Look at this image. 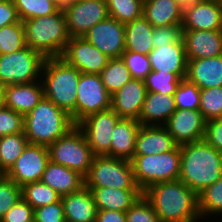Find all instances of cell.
<instances>
[{"label": "cell", "instance_id": "cell-1", "mask_svg": "<svg viewBox=\"0 0 222 222\" xmlns=\"http://www.w3.org/2000/svg\"><path fill=\"white\" fill-rule=\"evenodd\" d=\"M143 196L151 203L161 222H198V195L179 179L147 187Z\"/></svg>", "mask_w": 222, "mask_h": 222}, {"label": "cell", "instance_id": "cell-2", "mask_svg": "<svg viewBox=\"0 0 222 222\" xmlns=\"http://www.w3.org/2000/svg\"><path fill=\"white\" fill-rule=\"evenodd\" d=\"M179 180L197 195L222 177V153L204 139L180 146Z\"/></svg>", "mask_w": 222, "mask_h": 222}, {"label": "cell", "instance_id": "cell-3", "mask_svg": "<svg viewBox=\"0 0 222 222\" xmlns=\"http://www.w3.org/2000/svg\"><path fill=\"white\" fill-rule=\"evenodd\" d=\"M75 126L70 115L43 97L24 116L23 132L30 144L49 146Z\"/></svg>", "mask_w": 222, "mask_h": 222}, {"label": "cell", "instance_id": "cell-4", "mask_svg": "<svg viewBox=\"0 0 222 222\" xmlns=\"http://www.w3.org/2000/svg\"><path fill=\"white\" fill-rule=\"evenodd\" d=\"M26 46L45 58L61 57L71 36L62 9L47 15L22 21Z\"/></svg>", "mask_w": 222, "mask_h": 222}, {"label": "cell", "instance_id": "cell-5", "mask_svg": "<svg viewBox=\"0 0 222 222\" xmlns=\"http://www.w3.org/2000/svg\"><path fill=\"white\" fill-rule=\"evenodd\" d=\"M80 76L81 72L62 57L46 58L41 77L44 97L70 115L76 107Z\"/></svg>", "mask_w": 222, "mask_h": 222}, {"label": "cell", "instance_id": "cell-6", "mask_svg": "<svg viewBox=\"0 0 222 222\" xmlns=\"http://www.w3.org/2000/svg\"><path fill=\"white\" fill-rule=\"evenodd\" d=\"M131 163L135 182L142 191L155 183L178 180L181 169L180 146L166 153L133 155Z\"/></svg>", "mask_w": 222, "mask_h": 222}, {"label": "cell", "instance_id": "cell-7", "mask_svg": "<svg viewBox=\"0 0 222 222\" xmlns=\"http://www.w3.org/2000/svg\"><path fill=\"white\" fill-rule=\"evenodd\" d=\"M85 178V187L141 190L134 179L132 163L129 160L104 156H94Z\"/></svg>", "mask_w": 222, "mask_h": 222}, {"label": "cell", "instance_id": "cell-8", "mask_svg": "<svg viewBox=\"0 0 222 222\" xmlns=\"http://www.w3.org/2000/svg\"><path fill=\"white\" fill-rule=\"evenodd\" d=\"M48 151L51 162L75 170L84 177L94 158L83 131L77 125L50 144Z\"/></svg>", "mask_w": 222, "mask_h": 222}, {"label": "cell", "instance_id": "cell-9", "mask_svg": "<svg viewBox=\"0 0 222 222\" xmlns=\"http://www.w3.org/2000/svg\"><path fill=\"white\" fill-rule=\"evenodd\" d=\"M45 60L42 54L28 46L10 54H0V84H27L41 79Z\"/></svg>", "mask_w": 222, "mask_h": 222}, {"label": "cell", "instance_id": "cell-10", "mask_svg": "<svg viewBox=\"0 0 222 222\" xmlns=\"http://www.w3.org/2000/svg\"><path fill=\"white\" fill-rule=\"evenodd\" d=\"M76 92V107L70 114L75 125L89 115L111 108V95L100 74L81 73Z\"/></svg>", "mask_w": 222, "mask_h": 222}, {"label": "cell", "instance_id": "cell-11", "mask_svg": "<svg viewBox=\"0 0 222 222\" xmlns=\"http://www.w3.org/2000/svg\"><path fill=\"white\" fill-rule=\"evenodd\" d=\"M62 10L71 37H83L109 16L105 0H69Z\"/></svg>", "mask_w": 222, "mask_h": 222}, {"label": "cell", "instance_id": "cell-12", "mask_svg": "<svg viewBox=\"0 0 222 222\" xmlns=\"http://www.w3.org/2000/svg\"><path fill=\"white\" fill-rule=\"evenodd\" d=\"M120 119L121 117L109 108L89 115L77 124L94 156H110L112 132Z\"/></svg>", "mask_w": 222, "mask_h": 222}, {"label": "cell", "instance_id": "cell-13", "mask_svg": "<svg viewBox=\"0 0 222 222\" xmlns=\"http://www.w3.org/2000/svg\"><path fill=\"white\" fill-rule=\"evenodd\" d=\"M49 161L47 146L28 143L5 176L23 187L40 181Z\"/></svg>", "mask_w": 222, "mask_h": 222}, {"label": "cell", "instance_id": "cell-14", "mask_svg": "<svg viewBox=\"0 0 222 222\" xmlns=\"http://www.w3.org/2000/svg\"><path fill=\"white\" fill-rule=\"evenodd\" d=\"M110 59L121 58L125 51L124 24L108 16L83 36Z\"/></svg>", "mask_w": 222, "mask_h": 222}, {"label": "cell", "instance_id": "cell-15", "mask_svg": "<svg viewBox=\"0 0 222 222\" xmlns=\"http://www.w3.org/2000/svg\"><path fill=\"white\" fill-rule=\"evenodd\" d=\"M61 57L81 73L100 74L109 57L84 37H71Z\"/></svg>", "mask_w": 222, "mask_h": 222}, {"label": "cell", "instance_id": "cell-16", "mask_svg": "<svg viewBox=\"0 0 222 222\" xmlns=\"http://www.w3.org/2000/svg\"><path fill=\"white\" fill-rule=\"evenodd\" d=\"M163 126L181 146L203 140L206 120L199 110L177 109Z\"/></svg>", "mask_w": 222, "mask_h": 222}, {"label": "cell", "instance_id": "cell-17", "mask_svg": "<svg viewBox=\"0 0 222 222\" xmlns=\"http://www.w3.org/2000/svg\"><path fill=\"white\" fill-rule=\"evenodd\" d=\"M183 30H222V7L214 0H199L183 10Z\"/></svg>", "mask_w": 222, "mask_h": 222}, {"label": "cell", "instance_id": "cell-18", "mask_svg": "<svg viewBox=\"0 0 222 222\" xmlns=\"http://www.w3.org/2000/svg\"><path fill=\"white\" fill-rule=\"evenodd\" d=\"M187 60L222 55V30H183Z\"/></svg>", "mask_w": 222, "mask_h": 222}, {"label": "cell", "instance_id": "cell-19", "mask_svg": "<svg viewBox=\"0 0 222 222\" xmlns=\"http://www.w3.org/2000/svg\"><path fill=\"white\" fill-rule=\"evenodd\" d=\"M146 94L144 80L131 79L111 96V108L121 118L138 121Z\"/></svg>", "mask_w": 222, "mask_h": 222}, {"label": "cell", "instance_id": "cell-20", "mask_svg": "<svg viewBox=\"0 0 222 222\" xmlns=\"http://www.w3.org/2000/svg\"><path fill=\"white\" fill-rule=\"evenodd\" d=\"M151 70L174 73L178 78H185L187 57L184 43L166 44L155 47L148 54Z\"/></svg>", "mask_w": 222, "mask_h": 222}, {"label": "cell", "instance_id": "cell-21", "mask_svg": "<svg viewBox=\"0 0 222 222\" xmlns=\"http://www.w3.org/2000/svg\"><path fill=\"white\" fill-rule=\"evenodd\" d=\"M44 97L41 79L27 84L4 86L5 107L25 116Z\"/></svg>", "mask_w": 222, "mask_h": 222}, {"label": "cell", "instance_id": "cell-22", "mask_svg": "<svg viewBox=\"0 0 222 222\" xmlns=\"http://www.w3.org/2000/svg\"><path fill=\"white\" fill-rule=\"evenodd\" d=\"M177 144L162 125H141L135 143L134 155H154L173 150Z\"/></svg>", "mask_w": 222, "mask_h": 222}, {"label": "cell", "instance_id": "cell-23", "mask_svg": "<svg viewBox=\"0 0 222 222\" xmlns=\"http://www.w3.org/2000/svg\"><path fill=\"white\" fill-rule=\"evenodd\" d=\"M201 89L222 86V55L187 61L185 77Z\"/></svg>", "mask_w": 222, "mask_h": 222}, {"label": "cell", "instance_id": "cell-24", "mask_svg": "<svg viewBox=\"0 0 222 222\" xmlns=\"http://www.w3.org/2000/svg\"><path fill=\"white\" fill-rule=\"evenodd\" d=\"M40 181L54 189L61 197L77 192L85 186V178L79 172L51 161L48 162Z\"/></svg>", "mask_w": 222, "mask_h": 222}, {"label": "cell", "instance_id": "cell-25", "mask_svg": "<svg viewBox=\"0 0 222 222\" xmlns=\"http://www.w3.org/2000/svg\"><path fill=\"white\" fill-rule=\"evenodd\" d=\"M66 222H96L97 207L91 191L85 186L61 197Z\"/></svg>", "mask_w": 222, "mask_h": 222}, {"label": "cell", "instance_id": "cell-26", "mask_svg": "<svg viewBox=\"0 0 222 222\" xmlns=\"http://www.w3.org/2000/svg\"><path fill=\"white\" fill-rule=\"evenodd\" d=\"M177 110L174 95L147 92L139 117L141 125H164Z\"/></svg>", "mask_w": 222, "mask_h": 222}, {"label": "cell", "instance_id": "cell-27", "mask_svg": "<svg viewBox=\"0 0 222 222\" xmlns=\"http://www.w3.org/2000/svg\"><path fill=\"white\" fill-rule=\"evenodd\" d=\"M141 124L135 119L121 118L111 136L110 157L131 161L135 152L136 135Z\"/></svg>", "mask_w": 222, "mask_h": 222}, {"label": "cell", "instance_id": "cell-28", "mask_svg": "<svg viewBox=\"0 0 222 222\" xmlns=\"http://www.w3.org/2000/svg\"><path fill=\"white\" fill-rule=\"evenodd\" d=\"M143 17L154 28L182 25L183 9L173 0H144Z\"/></svg>", "mask_w": 222, "mask_h": 222}, {"label": "cell", "instance_id": "cell-29", "mask_svg": "<svg viewBox=\"0 0 222 222\" xmlns=\"http://www.w3.org/2000/svg\"><path fill=\"white\" fill-rule=\"evenodd\" d=\"M98 210L126 212L143 195L142 190H122L115 188H92Z\"/></svg>", "mask_w": 222, "mask_h": 222}, {"label": "cell", "instance_id": "cell-30", "mask_svg": "<svg viewBox=\"0 0 222 222\" xmlns=\"http://www.w3.org/2000/svg\"><path fill=\"white\" fill-rule=\"evenodd\" d=\"M124 27L125 51L148 55L153 50L154 27L143 16L124 24Z\"/></svg>", "mask_w": 222, "mask_h": 222}, {"label": "cell", "instance_id": "cell-31", "mask_svg": "<svg viewBox=\"0 0 222 222\" xmlns=\"http://www.w3.org/2000/svg\"><path fill=\"white\" fill-rule=\"evenodd\" d=\"M24 132L0 137V174L5 175L28 144Z\"/></svg>", "mask_w": 222, "mask_h": 222}, {"label": "cell", "instance_id": "cell-32", "mask_svg": "<svg viewBox=\"0 0 222 222\" xmlns=\"http://www.w3.org/2000/svg\"><path fill=\"white\" fill-rule=\"evenodd\" d=\"M100 76L105 89L111 96L132 79L122 58L109 59Z\"/></svg>", "mask_w": 222, "mask_h": 222}, {"label": "cell", "instance_id": "cell-33", "mask_svg": "<svg viewBox=\"0 0 222 222\" xmlns=\"http://www.w3.org/2000/svg\"><path fill=\"white\" fill-rule=\"evenodd\" d=\"M22 198L35 210L61 200V196L41 181L27 183L22 187Z\"/></svg>", "mask_w": 222, "mask_h": 222}, {"label": "cell", "instance_id": "cell-34", "mask_svg": "<svg viewBox=\"0 0 222 222\" xmlns=\"http://www.w3.org/2000/svg\"><path fill=\"white\" fill-rule=\"evenodd\" d=\"M108 14L126 24L143 16L144 0H105Z\"/></svg>", "mask_w": 222, "mask_h": 222}, {"label": "cell", "instance_id": "cell-35", "mask_svg": "<svg viewBox=\"0 0 222 222\" xmlns=\"http://www.w3.org/2000/svg\"><path fill=\"white\" fill-rule=\"evenodd\" d=\"M198 207L201 218L222 213V177L198 194Z\"/></svg>", "mask_w": 222, "mask_h": 222}, {"label": "cell", "instance_id": "cell-36", "mask_svg": "<svg viewBox=\"0 0 222 222\" xmlns=\"http://www.w3.org/2000/svg\"><path fill=\"white\" fill-rule=\"evenodd\" d=\"M26 47L23 22L0 28V54H10Z\"/></svg>", "mask_w": 222, "mask_h": 222}, {"label": "cell", "instance_id": "cell-37", "mask_svg": "<svg viewBox=\"0 0 222 222\" xmlns=\"http://www.w3.org/2000/svg\"><path fill=\"white\" fill-rule=\"evenodd\" d=\"M184 78H178L174 73L152 70L144 79L147 92L174 95L180 81Z\"/></svg>", "mask_w": 222, "mask_h": 222}, {"label": "cell", "instance_id": "cell-38", "mask_svg": "<svg viewBox=\"0 0 222 222\" xmlns=\"http://www.w3.org/2000/svg\"><path fill=\"white\" fill-rule=\"evenodd\" d=\"M21 21L53 15L59 9L48 0H12Z\"/></svg>", "mask_w": 222, "mask_h": 222}, {"label": "cell", "instance_id": "cell-39", "mask_svg": "<svg viewBox=\"0 0 222 222\" xmlns=\"http://www.w3.org/2000/svg\"><path fill=\"white\" fill-rule=\"evenodd\" d=\"M199 111L206 121L222 118V86L200 90Z\"/></svg>", "mask_w": 222, "mask_h": 222}, {"label": "cell", "instance_id": "cell-40", "mask_svg": "<svg viewBox=\"0 0 222 222\" xmlns=\"http://www.w3.org/2000/svg\"><path fill=\"white\" fill-rule=\"evenodd\" d=\"M174 99L177 109L199 110L200 89L184 78L174 93Z\"/></svg>", "mask_w": 222, "mask_h": 222}, {"label": "cell", "instance_id": "cell-41", "mask_svg": "<svg viewBox=\"0 0 222 222\" xmlns=\"http://www.w3.org/2000/svg\"><path fill=\"white\" fill-rule=\"evenodd\" d=\"M22 198V187L0 175V220Z\"/></svg>", "mask_w": 222, "mask_h": 222}, {"label": "cell", "instance_id": "cell-42", "mask_svg": "<svg viewBox=\"0 0 222 222\" xmlns=\"http://www.w3.org/2000/svg\"><path fill=\"white\" fill-rule=\"evenodd\" d=\"M121 58L130 71L132 79L144 80L152 71L148 55L124 51Z\"/></svg>", "mask_w": 222, "mask_h": 222}, {"label": "cell", "instance_id": "cell-43", "mask_svg": "<svg viewBox=\"0 0 222 222\" xmlns=\"http://www.w3.org/2000/svg\"><path fill=\"white\" fill-rule=\"evenodd\" d=\"M125 213L126 222H161L153 206L143 195Z\"/></svg>", "mask_w": 222, "mask_h": 222}, {"label": "cell", "instance_id": "cell-44", "mask_svg": "<svg viewBox=\"0 0 222 222\" xmlns=\"http://www.w3.org/2000/svg\"><path fill=\"white\" fill-rule=\"evenodd\" d=\"M24 116L10 108L0 111V137L23 132Z\"/></svg>", "mask_w": 222, "mask_h": 222}, {"label": "cell", "instance_id": "cell-45", "mask_svg": "<svg viewBox=\"0 0 222 222\" xmlns=\"http://www.w3.org/2000/svg\"><path fill=\"white\" fill-rule=\"evenodd\" d=\"M152 39L154 48L161 47L166 44L183 43L182 25L154 28Z\"/></svg>", "mask_w": 222, "mask_h": 222}, {"label": "cell", "instance_id": "cell-46", "mask_svg": "<svg viewBox=\"0 0 222 222\" xmlns=\"http://www.w3.org/2000/svg\"><path fill=\"white\" fill-rule=\"evenodd\" d=\"M35 222H66L61 200L34 210Z\"/></svg>", "mask_w": 222, "mask_h": 222}, {"label": "cell", "instance_id": "cell-47", "mask_svg": "<svg viewBox=\"0 0 222 222\" xmlns=\"http://www.w3.org/2000/svg\"><path fill=\"white\" fill-rule=\"evenodd\" d=\"M34 209L21 198L0 220V222H32Z\"/></svg>", "mask_w": 222, "mask_h": 222}, {"label": "cell", "instance_id": "cell-48", "mask_svg": "<svg viewBox=\"0 0 222 222\" xmlns=\"http://www.w3.org/2000/svg\"><path fill=\"white\" fill-rule=\"evenodd\" d=\"M203 139L218 152L222 153V118L206 121Z\"/></svg>", "mask_w": 222, "mask_h": 222}, {"label": "cell", "instance_id": "cell-49", "mask_svg": "<svg viewBox=\"0 0 222 222\" xmlns=\"http://www.w3.org/2000/svg\"><path fill=\"white\" fill-rule=\"evenodd\" d=\"M17 9L12 0H0V28L20 22Z\"/></svg>", "mask_w": 222, "mask_h": 222}, {"label": "cell", "instance_id": "cell-50", "mask_svg": "<svg viewBox=\"0 0 222 222\" xmlns=\"http://www.w3.org/2000/svg\"><path fill=\"white\" fill-rule=\"evenodd\" d=\"M96 222H126V213L120 211L98 210Z\"/></svg>", "mask_w": 222, "mask_h": 222}, {"label": "cell", "instance_id": "cell-51", "mask_svg": "<svg viewBox=\"0 0 222 222\" xmlns=\"http://www.w3.org/2000/svg\"><path fill=\"white\" fill-rule=\"evenodd\" d=\"M177 5H179L183 10L192 4L198 2L199 0H173Z\"/></svg>", "mask_w": 222, "mask_h": 222}, {"label": "cell", "instance_id": "cell-52", "mask_svg": "<svg viewBox=\"0 0 222 222\" xmlns=\"http://www.w3.org/2000/svg\"><path fill=\"white\" fill-rule=\"evenodd\" d=\"M52 2L58 9H62L69 0H48Z\"/></svg>", "mask_w": 222, "mask_h": 222}, {"label": "cell", "instance_id": "cell-53", "mask_svg": "<svg viewBox=\"0 0 222 222\" xmlns=\"http://www.w3.org/2000/svg\"><path fill=\"white\" fill-rule=\"evenodd\" d=\"M5 107L4 97H0V111Z\"/></svg>", "mask_w": 222, "mask_h": 222}, {"label": "cell", "instance_id": "cell-54", "mask_svg": "<svg viewBox=\"0 0 222 222\" xmlns=\"http://www.w3.org/2000/svg\"><path fill=\"white\" fill-rule=\"evenodd\" d=\"M0 97H4V86L0 84Z\"/></svg>", "mask_w": 222, "mask_h": 222}, {"label": "cell", "instance_id": "cell-55", "mask_svg": "<svg viewBox=\"0 0 222 222\" xmlns=\"http://www.w3.org/2000/svg\"><path fill=\"white\" fill-rule=\"evenodd\" d=\"M214 1L217 2L222 7V0H214Z\"/></svg>", "mask_w": 222, "mask_h": 222}]
</instances>
